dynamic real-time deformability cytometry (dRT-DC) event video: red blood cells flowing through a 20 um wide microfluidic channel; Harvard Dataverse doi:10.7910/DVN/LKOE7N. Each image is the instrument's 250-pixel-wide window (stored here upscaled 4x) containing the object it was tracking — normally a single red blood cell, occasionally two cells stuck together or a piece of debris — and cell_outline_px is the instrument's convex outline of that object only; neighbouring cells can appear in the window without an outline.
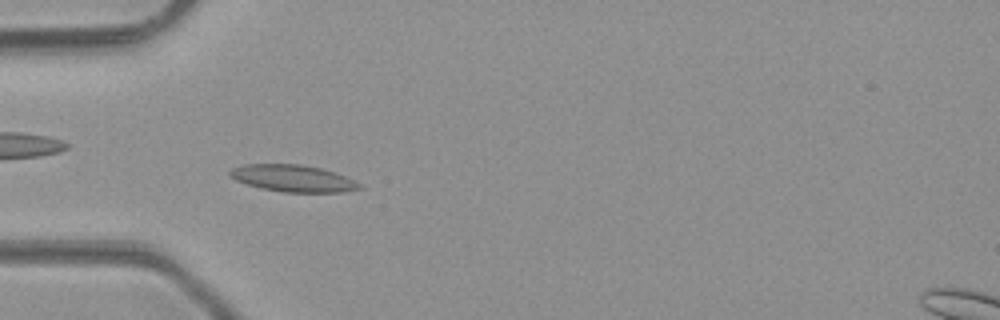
{"species": "common noctule bat (a hibernating species)", "species_latin": "Nyctalus noctula", "temperature_condition": "room temperature", "stored_images_in_passage": 40, "camera_frame_rate_fps": 3000, "um_per_image_px": 0.085, "animal": {"sex": "male", "body_mass_g": 23.1, "forearm_length_mm": 52.7}, "frame": {"image": 1, "passage_image": 6, "time_ms": 1.667, "image_size_px": [1000, 320], "cell_outline_px": [[364, 188], [344, 192], [284, 192], [260, 188], [236, 180], [228, 172], [232, 168], [244, 164], [300, 164], [320, 168], [344, 176], [364, 184]], "centroid_in_image_um": [24.95, 15.16], "position_along_channel_um": 60.1, "area_um2": 20.23}}
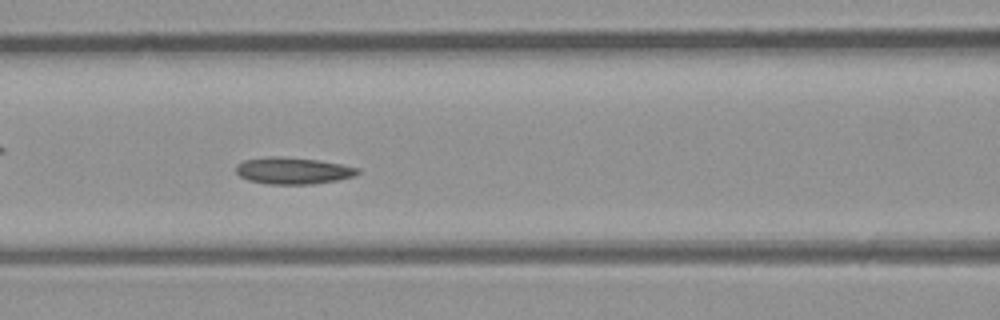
{"frame": {"image": 2, "passage_image": 12, "time_ms": 3.667, "image_size_px": [1000, 320], "cell_outline_px": [[360, 172], [356, 176], [336, 180], [312, 184], [268, 184], [248, 180], [240, 176], [236, 172], [236, 164], [244, 160], [264, 156], [280, 156], [320, 160], [360, 168]], "centroid_in_image_um": [24.9, 14.5], "position_along_channel_um": 141.7, "area_um2": 19.13}}
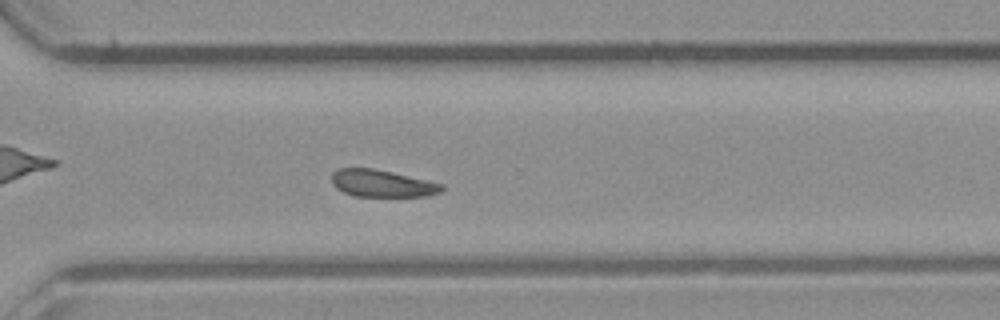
{"frame": {"image": 3, "passage_image": 26, "time_ms": 8.333, "image_size_px": [1000, 320], "cell_outline_px": [[444, 188], [440, 192], [428, 196], [356, 196], [344, 192], [336, 188], [332, 184], [332, 172], [340, 168], [372, 168], [392, 172], [444, 184]], "centroid_in_image_um": [32.47, 15.59], "position_along_channel_um": 338.1, "area_um2": 17.34}, "authors_computed_cell_mechanics": {"area_um2": 18.5249, "velocity_mm_per_s": 4.2114, "shape_relaxation_time_tau1_ms": 4.8477, "shape_relaxation_time_tau2_ms": 5.577, "deformation_change_tau1": 0.0855, "deformation_change_tau2": 0.1075}}